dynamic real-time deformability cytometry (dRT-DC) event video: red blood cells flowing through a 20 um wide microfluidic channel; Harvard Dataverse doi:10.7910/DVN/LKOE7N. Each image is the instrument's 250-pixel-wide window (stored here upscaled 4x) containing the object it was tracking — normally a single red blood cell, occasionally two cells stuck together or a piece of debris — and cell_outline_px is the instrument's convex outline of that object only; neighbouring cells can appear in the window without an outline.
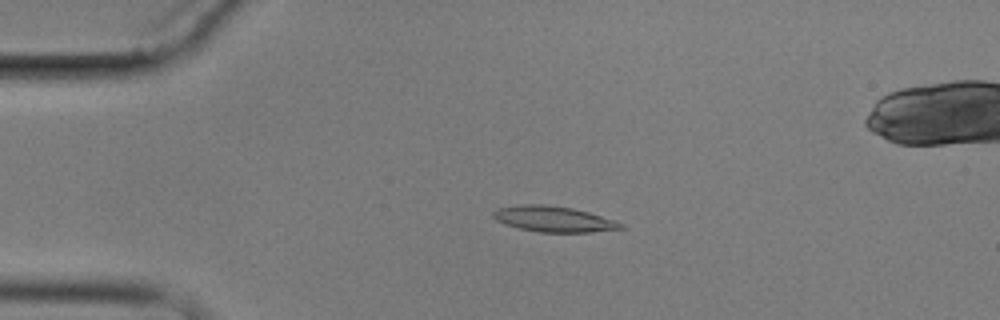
{"species": "common noctule bat (a hibernating species)", "species_latin": "Nyctalus noctula", "temperature_condition": "cold", "stored_images_in_passage": 6, "camera_frame_rate_fps": 3000, "um_per_image_px": 0.085, "animal": {"sex": "male", "body_mass_g": 17.9}, "frame": {"image": 1, "passage_image": 4, "time_ms": 3.333, "image_size_px": [1000, 320], "cell_outline_px": [[624, 228], [592, 232], [540, 232], [520, 228], [504, 224], [496, 220], [492, 216], [492, 212], [496, 208], [520, 204], [544, 204], [572, 208], [588, 212], [624, 224]], "centroid_in_image_um": [47.0, 18.61], "position_along_channel_um": 38.0, "area_um2": 19.02}}